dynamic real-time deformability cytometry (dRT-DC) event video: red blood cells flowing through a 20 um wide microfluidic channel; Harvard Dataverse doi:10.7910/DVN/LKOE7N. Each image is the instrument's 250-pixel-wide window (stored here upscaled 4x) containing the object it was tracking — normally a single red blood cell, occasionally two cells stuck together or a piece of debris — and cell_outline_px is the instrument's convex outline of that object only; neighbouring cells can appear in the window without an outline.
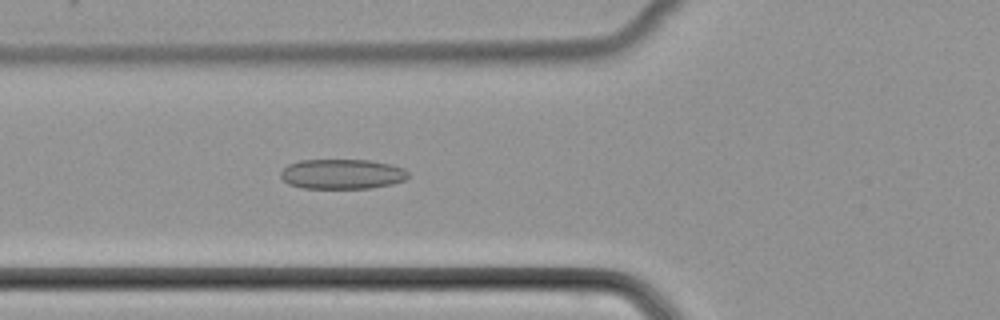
{"species": "common noctule bat (a hibernating species)", "species_latin": "Nyctalus noctula", "temperature_condition": "cold", "stored_images_in_passage": 51, "camera_frame_rate_fps": 3000, "um_per_image_px": 0.085, "animal": {"sex": "female", "body_mass_g": 22.7, "forearm_length_mm": 54.2}, "frame": {"image": 1, "passage_image": 20, "time_ms": 6.333, "image_size_px": [1000, 320], "cell_outline_px": [[408, 176], [404, 180], [392, 184], [372, 188], [304, 188], [288, 184], [280, 176], [280, 172], [288, 164], [300, 160], [368, 160], [392, 164], [404, 168], [408, 172]], "centroid_in_image_um": [29.08, 14.79], "position_along_channel_um": 96.7, "area_um2": 22.31}}
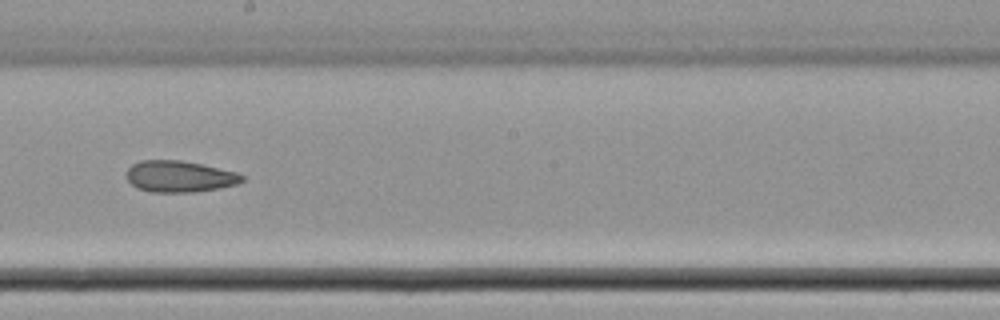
{"frame": {"image": 2, "passage_image": 30, "time_ms": 9.667, "image_size_px": [1000, 320], "cell_outline_px": [[244, 180], [236, 184], [220, 188], [196, 192], [152, 192], [136, 188], [128, 180], [128, 168], [132, 164], [140, 160], [180, 160], [200, 164], [236, 172], [244, 176]], "centroid_in_image_um": [15.25, 15.0], "position_along_channel_um": 232.9, "area_um2": 21.04}}
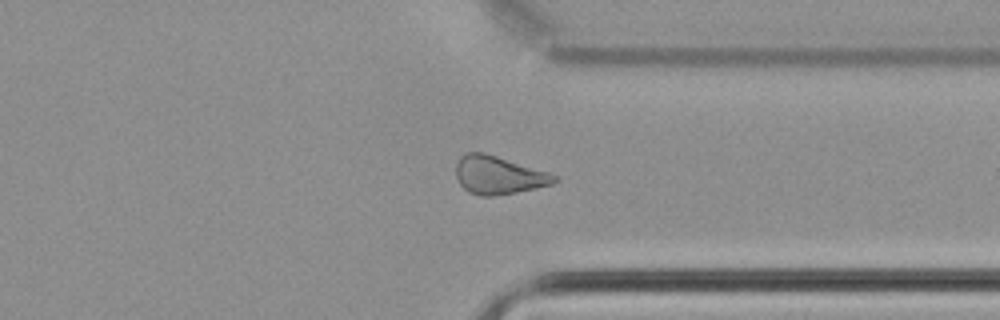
{"frame": {"image": 3, "passage_image": 40, "time_ms": 13.0, "image_size_px": [1000, 320], "cell_outline_px": [[556, 180], [552, 184], [536, 188], [516, 192], [492, 196], [480, 196], [468, 192], [460, 184], [456, 176], [456, 164], [460, 156], [464, 152], [484, 152], [548, 172], [556, 176]], "centroid_in_image_um": [42.32, 14.88], "position_along_channel_um": 369.1, "area_um2": 21.73}}